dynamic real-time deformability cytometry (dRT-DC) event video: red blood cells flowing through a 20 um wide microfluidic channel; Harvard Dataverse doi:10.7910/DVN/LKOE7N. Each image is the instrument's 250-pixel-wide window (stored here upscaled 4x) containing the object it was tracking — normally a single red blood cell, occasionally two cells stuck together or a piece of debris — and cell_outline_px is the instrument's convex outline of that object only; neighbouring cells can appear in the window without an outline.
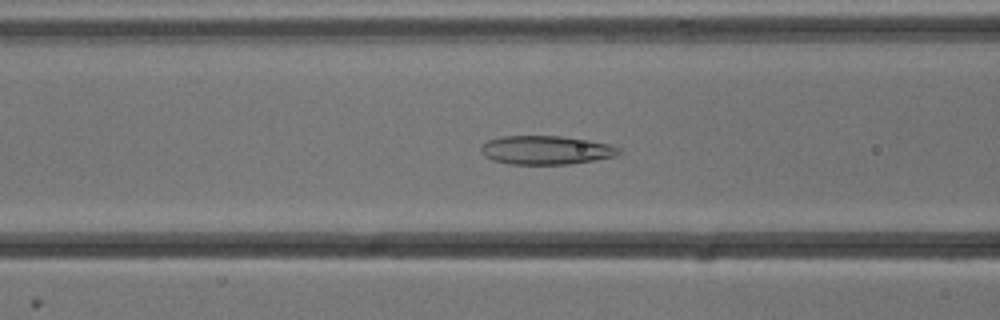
{"species": "common noctule bat (a hibernating species)", "species_latin": "Nyctalus noctula", "temperature_condition": "cold", "stored_images_in_passage": 53, "camera_frame_rate_fps": 3000, "um_per_image_px": 0.085, "animal": {"sex": "male", "body_mass_g": 13.3}, "frame": {"image": 1, "passage_image": 21, "time_ms": 6.667, "image_size_px": [1000, 320], "cell_outline_px": [[620, 152], [616, 156], [568, 164], [508, 164], [492, 160], [484, 156], [480, 152], [480, 148], [488, 140], [504, 136], [560, 136], [588, 140], [608, 144], [620, 148]], "centroid_in_image_um": [46.37, 12.76], "position_along_channel_um": 120.2, "area_um2": 22.95}}
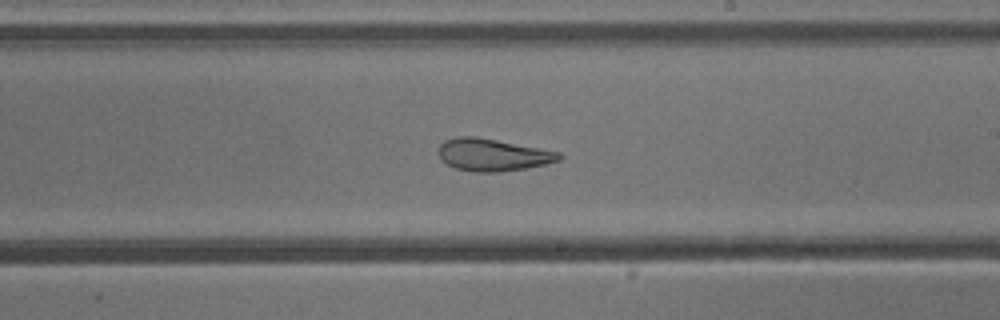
{"frame": {"image": 2, "passage_image": 31, "time_ms": 10.0, "image_size_px": [1000, 320], "cell_outline_px": [[564, 156], [560, 160], [544, 164], [524, 168], [500, 172], [472, 172], [456, 168], [448, 164], [440, 156], [440, 144], [444, 140], [456, 136], [476, 136], [560, 152]], "centroid_in_image_um": [41.89, 13.15], "position_along_channel_um": 247.1, "area_um2": 22.48}}
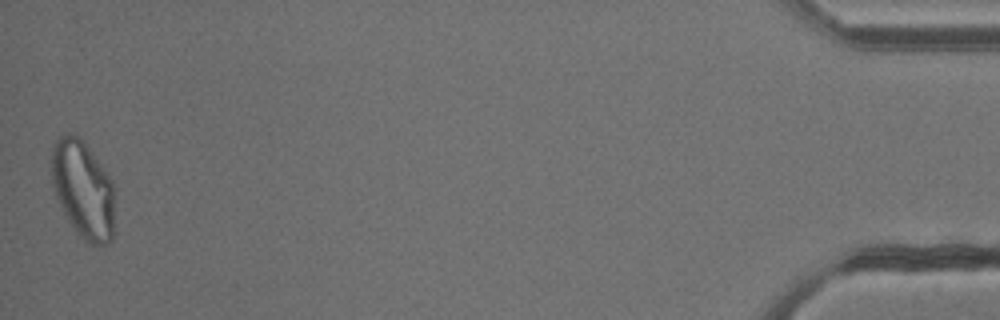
{"frame": {"image": 3, "passage_image": 53, "time_ms": 17.333, "image_size_px": [1000, 320], "cell_outline_px": [[112, 240], [108, 244], [92, 244], [84, 240], [76, 232], [68, 220], [56, 196], [52, 184], [52, 148], [56, 140], [60, 136], [68, 132], [76, 136], [84, 144], [100, 164], [112, 180]], "centroid_in_image_um": [7.03, 16.12], "position_along_channel_um": 428.2, "area_um2": 34.97}, "authors_computed_cell_mechanics": {"area_um2": 28.7266, "velocity_mm_per_s": 3.8068, "shape_relaxation_time_tau1_ms": null, "shape_relaxation_time_tau2_ms": 2.1, "deformation_change_tau1": null, "deformation_change_tau2": 0.092}}